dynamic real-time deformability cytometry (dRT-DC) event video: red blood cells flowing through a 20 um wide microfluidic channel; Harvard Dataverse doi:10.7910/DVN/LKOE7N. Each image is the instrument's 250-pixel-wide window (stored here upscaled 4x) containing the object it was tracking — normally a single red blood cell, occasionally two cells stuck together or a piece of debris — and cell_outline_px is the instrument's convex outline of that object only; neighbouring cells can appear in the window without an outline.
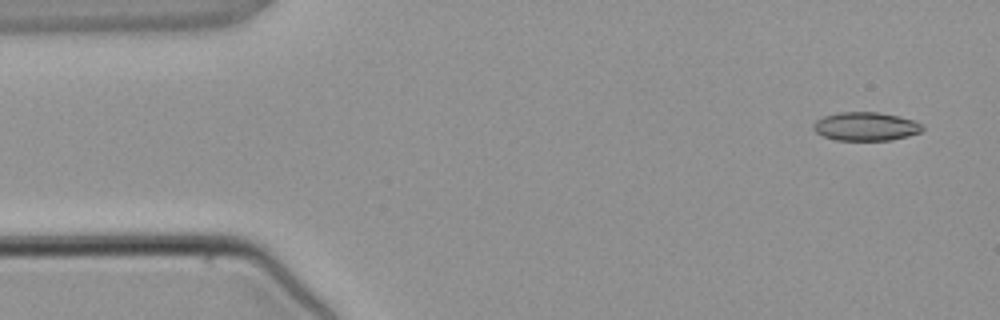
{"species": "common noctule bat (a hibernating species)", "species_latin": "Nyctalus noctula", "temperature_condition": "warm", "stored_images_in_passage": 4, "camera_frame_rate_fps": 3000, "um_per_image_px": 0.085, "animal": {"sex": "male", "body_mass_g": 21.5, "forearm_length_mm": 52.0}, "frame": {"image": 1, "passage_image": 1, "time_ms": 0.0, "image_size_px": [1000, 320], "cell_outline_px": [[924, 128], [920, 132], [908, 136], [892, 140], [836, 140], [824, 136], [816, 132], [812, 128], [812, 124], [816, 120], [824, 116], [840, 112], [880, 112], [912, 120], [924, 124]], "centroid_in_image_um": [73.58, 10.75], "position_along_channel_um": 11.4, "area_um2": 18.15}}
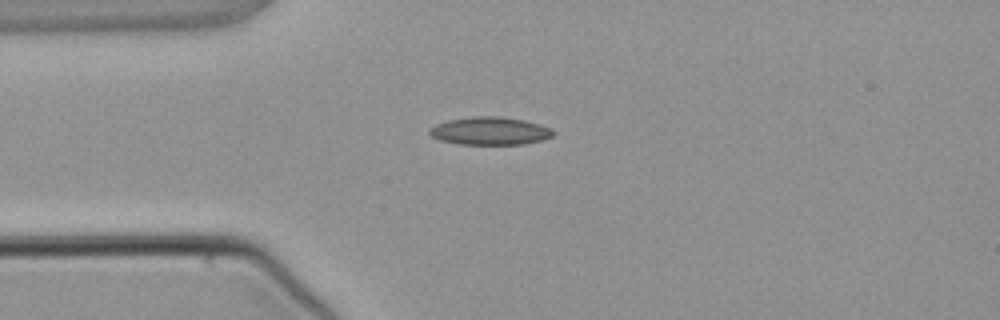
{"frame": {"image": 2, "passage_image": 3, "time_ms": 2.667, "image_size_px": [1000, 320], "cell_outline_px": [[556, 132], [552, 136], [540, 140], [524, 144], [456, 144], [440, 140], [432, 136], [428, 132], [428, 128], [436, 124], [448, 120], [476, 116], [500, 116], [524, 120], [540, 124], [552, 128]], "centroid_in_image_um": [41.64, 11.13], "position_along_channel_um": 43.4, "area_um2": 20.17}}
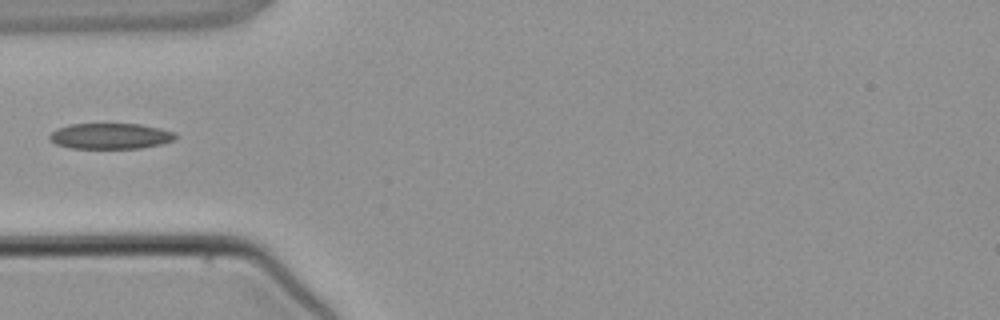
{"frame": {"image": 3, "passage_image": 4, "time_ms": 3.667, "image_size_px": [1000, 320], "cell_outline_px": [[176, 140], [160, 144], [140, 148], [72, 148], [56, 144], [48, 136], [56, 128], [68, 124], [140, 124], [160, 128], [176, 132]], "centroid_in_image_um": [9.4, 11.56], "position_along_channel_um": 75.6, "area_um2": 18.9}}